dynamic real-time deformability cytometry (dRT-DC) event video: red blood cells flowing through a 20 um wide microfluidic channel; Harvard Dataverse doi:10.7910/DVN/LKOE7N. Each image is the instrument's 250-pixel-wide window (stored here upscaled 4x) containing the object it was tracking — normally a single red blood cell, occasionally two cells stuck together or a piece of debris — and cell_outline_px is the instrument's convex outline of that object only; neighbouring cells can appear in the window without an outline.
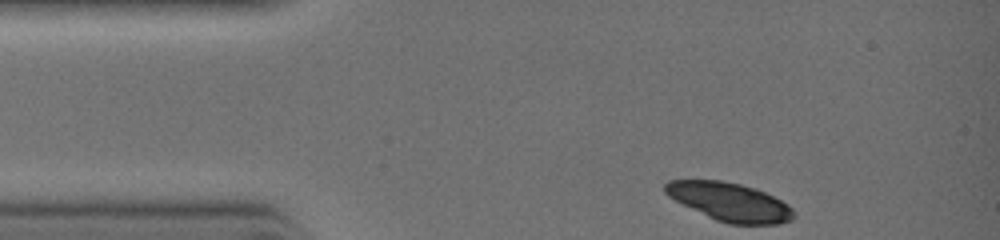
{"species": "common noctule bat (a hibernating species)", "species_latin": "Nyctalus noctula", "temperature_condition": "warm", "stored_images_in_passage": 10, "camera_frame_rate_fps": 3000, "um_per_image_px": 0.085, "animal": {"sex": "female", "body_mass_g": 19.0, "forearm_length_mm": 51.5}, "frame": {"image": 1, "passage_image": 1, "time_ms": 0.0, "image_size_px": [1000, 240], "cell_outline_px": [[796, 216], [792, 220], [780, 224], [728, 224], [716, 220], [668, 196], [664, 192], [664, 184], [668, 180], [720, 180], [740, 184], [756, 188], [788, 204], [792, 208]], "centroid_in_image_um": [62.05, 17.16], "position_along_channel_um": 22.9, "area_um2": 28.61}}